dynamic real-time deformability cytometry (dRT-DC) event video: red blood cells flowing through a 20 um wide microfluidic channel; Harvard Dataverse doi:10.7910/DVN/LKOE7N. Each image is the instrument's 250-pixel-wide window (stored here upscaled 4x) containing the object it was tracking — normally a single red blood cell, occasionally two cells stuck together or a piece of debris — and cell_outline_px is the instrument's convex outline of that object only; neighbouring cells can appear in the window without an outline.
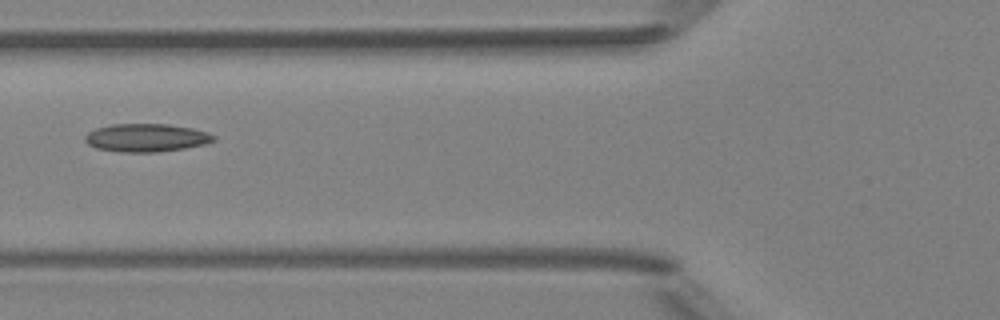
{"species": "Egyptian fruit bat (a non-hibernating species)", "species_latin": "Rousettus aegyptiacus", "temperature_condition": "room temperature", "stored_images_in_passage": 5, "camera_frame_rate_fps": 3000, "um_per_image_px": 0.085, "animal": {"sex": "female"}, "frame": {"image": 1, "passage_image": 5, "time_ms": 5.333, "image_size_px": [1000, 320], "cell_outline_px": [[216, 140], [204, 144], [184, 148], [156, 152], [124, 152], [96, 148], [88, 144], [84, 140], [84, 136], [88, 132], [96, 128], [112, 124], [168, 124], [192, 128], [208, 132], [216, 136]], "centroid_in_image_um": [12.44, 11.7], "position_along_channel_um": 113.4, "area_um2": 21.04}}